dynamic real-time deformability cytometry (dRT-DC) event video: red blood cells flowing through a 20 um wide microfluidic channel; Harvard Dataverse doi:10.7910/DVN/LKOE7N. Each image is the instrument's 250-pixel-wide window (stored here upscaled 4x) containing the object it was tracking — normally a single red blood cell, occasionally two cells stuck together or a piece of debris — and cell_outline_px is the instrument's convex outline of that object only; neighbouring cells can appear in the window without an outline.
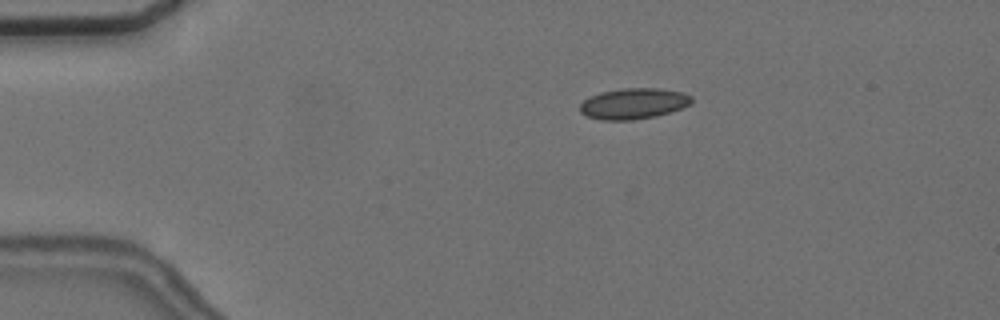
{"species": "common noctule bat (a hibernating species)", "species_latin": "Nyctalus noctula", "temperature_condition": "cold", "stored_images_in_passage": 57, "camera_frame_rate_fps": 3000, "um_per_image_px": 0.085, "animal": {"sex": "female", "body_mass_g": 24.6, "forearm_length_mm": 56.2}, "frame": {"image": 1, "passage_image": 11, "time_ms": 3.333, "image_size_px": [1000, 320], "cell_outline_px": [[692, 100], [688, 104], [680, 108], [656, 116], [632, 120], [600, 120], [588, 116], [580, 112], [580, 104], [584, 100], [600, 92], [624, 88], [660, 88], [684, 92], [692, 96]], "centroid_in_image_um": [53.84, 8.8], "position_along_channel_um": 31.2, "area_um2": 19.94}}
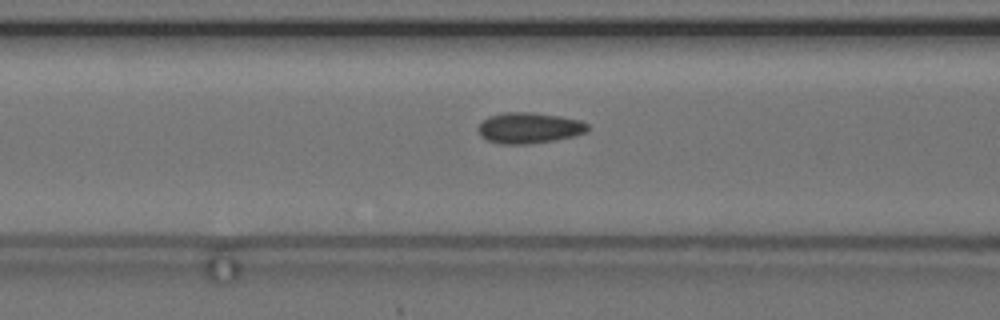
{"frame": {"image": 2, "passage_image": 23, "time_ms": 7.333, "image_size_px": [1000, 320], "cell_outline_px": [[588, 132], [576, 136], [556, 140], [528, 144], [500, 144], [488, 140], [480, 136], [476, 128], [488, 116], [504, 112], [532, 112], [560, 116], [580, 120], [588, 124]], "centroid_in_image_um": [44.98, 10.88], "position_along_channel_um": 121.6, "area_um2": 19.94}}
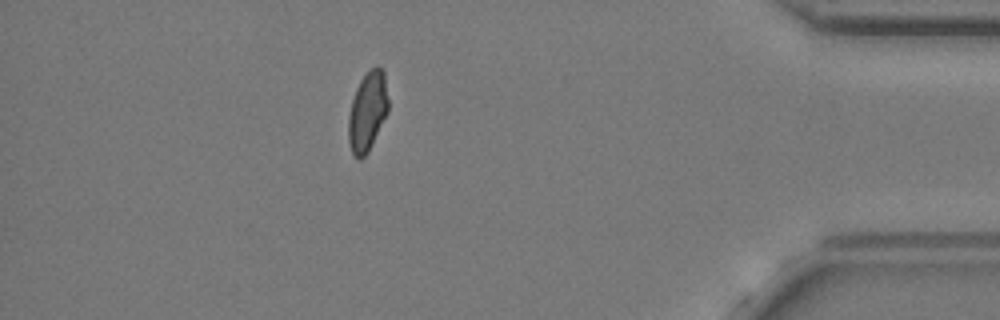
{"frame": {"image": 3, "passage_image": 50, "time_ms": 16.333, "image_size_px": [1000, 320], "cell_outline_px": [[388, 112], [368, 152], [360, 160], [352, 156], [348, 140], [348, 116], [352, 100], [356, 88], [360, 80], [376, 64], [384, 72], [388, 100]], "centroid_in_image_um": [31.22, 9.51], "position_along_channel_um": 404.0, "area_um2": 18.5}, "authors_computed_cell_mechanics": {"area_um2": 18.9584, "velocity_mm_per_s": 3.6302, "shape_relaxation_time_tau1_ms": null, "shape_relaxation_time_tau2_ms": 1.5409, "deformation_change_tau1": null, "deformation_change_tau2": 0.0683}}